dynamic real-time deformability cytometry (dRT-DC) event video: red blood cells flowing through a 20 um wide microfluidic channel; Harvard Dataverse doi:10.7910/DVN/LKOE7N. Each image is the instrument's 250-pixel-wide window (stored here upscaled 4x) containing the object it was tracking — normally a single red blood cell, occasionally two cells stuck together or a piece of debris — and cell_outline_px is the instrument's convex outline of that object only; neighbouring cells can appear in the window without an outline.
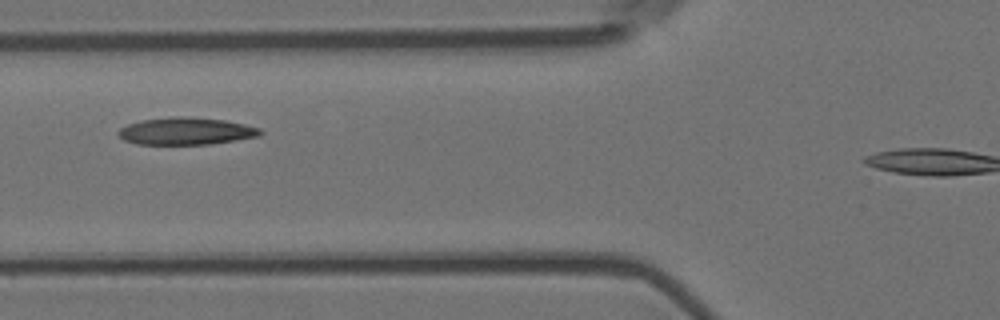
{"species": "Egyptian fruit bat (a non-hibernating species)", "species_latin": "Rousettus aegyptiacus", "temperature_condition": "room temperature", "stored_images_in_passage": 6, "segment_of_instrument_passage": [1, 2], "camera_frame_rate_fps": 3000, "um_per_image_px": 0.085, "animal": {"sex": "female"}, "frame": {"image": 1, "passage_image": 3, "time_ms": 0.667, "image_size_px": [1000, 320], "cell_outline_px": [[264, 132], [260, 136], [236, 140], [208, 144], [136, 144], [124, 140], [116, 132], [120, 128], [128, 124], [140, 120], [172, 116], [180, 116], [224, 120], [244, 124], [260, 128]], "centroid_in_image_um": [15.8, 11.14], "position_along_channel_um": 110.0, "area_um2": 22.54}}
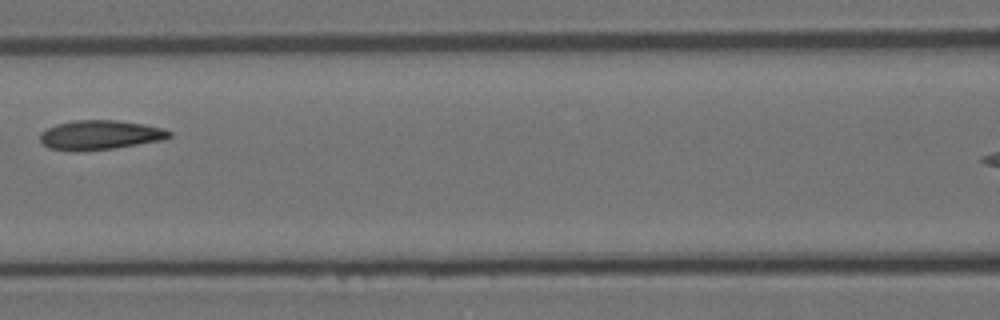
{"frame": {"image": 2, "passage_image": 4, "time_ms": 1.0, "image_size_px": [1000, 320], "cell_outline_px": [[172, 136], [164, 140], [112, 148], [76, 152], [48, 148], [40, 140], [40, 132], [56, 124], [76, 120], [116, 120], [144, 124], [164, 128], [172, 132]], "centroid_in_image_um": [8.51, 11.47], "position_along_channel_um": 158.1, "area_um2": 22.25}}
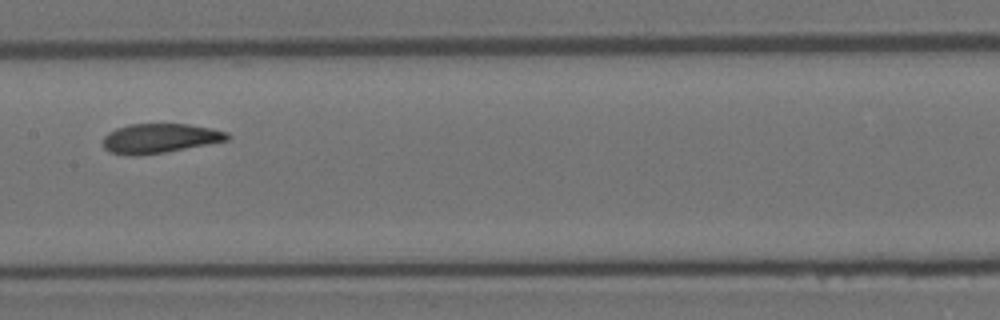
{"frame": {"image": 3, "passage_image": 5, "time_ms": 1.333, "image_size_px": [1000, 320], "cell_outline_px": [[232, 136], [228, 140], [164, 152], [136, 156], [132, 156], [112, 152], [104, 148], [104, 136], [108, 132], [116, 128], [128, 124], [188, 124], [212, 128], [228, 132]], "centroid_in_image_um": [13.59, 11.74], "position_along_channel_um": 193.8, "area_um2": 21.27}}